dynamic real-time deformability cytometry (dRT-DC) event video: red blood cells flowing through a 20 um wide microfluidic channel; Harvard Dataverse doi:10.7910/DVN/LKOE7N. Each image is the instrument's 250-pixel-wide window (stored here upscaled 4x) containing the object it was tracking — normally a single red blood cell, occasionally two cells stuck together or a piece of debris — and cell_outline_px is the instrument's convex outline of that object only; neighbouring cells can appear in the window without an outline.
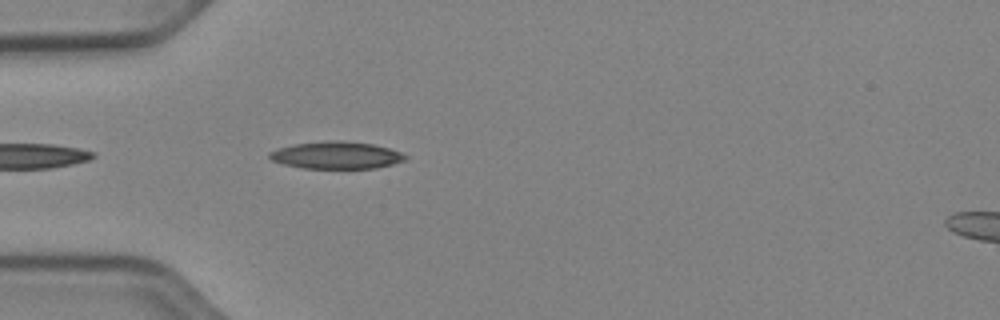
{"species": "Egyptian fruit bat (a non-hibernating species)", "species_latin": "Rousettus aegyptiacus", "temperature_condition": "cold", "stored_images_in_passage": 6, "camera_frame_rate_fps": 3000, "um_per_image_px": 0.085, "animal": {"sex": "female"}, "frame": {"image": 1, "passage_image": 3, "time_ms": 0.667, "image_size_px": [1000, 320], "cell_outline_px": [[408, 156], [404, 160], [392, 164], [376, 168], [304, 168], [284, 164], [272, 160], [268, 156], [268, 152], [280, 148], [296, 144], [328, 140], [340, 140], [372, 144], [388, 148], [400, 152]], "centroid_in_image_um": [28.59, 13.19], "position_along_channel_um": 56.4, "area_um2": 21.33}}